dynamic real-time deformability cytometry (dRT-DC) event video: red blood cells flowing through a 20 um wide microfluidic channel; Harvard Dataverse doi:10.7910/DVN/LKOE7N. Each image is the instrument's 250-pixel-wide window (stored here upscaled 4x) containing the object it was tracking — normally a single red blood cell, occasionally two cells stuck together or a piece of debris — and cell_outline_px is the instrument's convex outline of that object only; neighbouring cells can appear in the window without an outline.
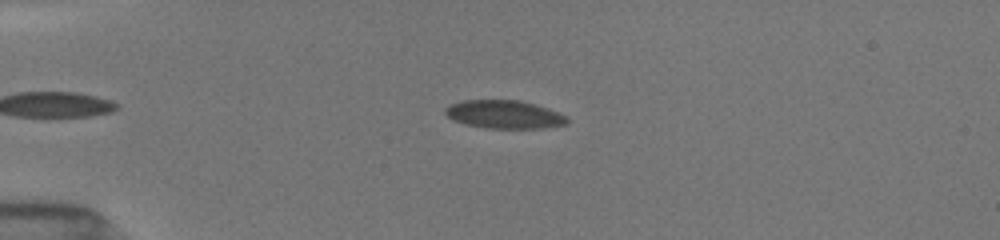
{"species": "common noctule bat (a hibernating species)", "species_latin": "Nyctalus noctula", "temperature_condition": "room temperature", "stored_images_in_passage": 11, "camera_frame_rate_fps": 3000, "um_per_image_px": 0.085, "animal": {"sex": "female", "body_mass_g": 19.5, "forearm_length_mm": 54.1}, "frame": {"image": 1, "passage_image": 8, "time_ms": 4.0, "image_size_px": [1000, 240], "cell_outline_px": [[568, 124], [540, 128], [488, 128], [468, 124], [452, 120], [444, 112], [444, 108], [452, 104], [464, 100], [520, 100], [548, 108], [568, 116]], "centroid_in_image_um": [42.89, 9.72], "position_along_channel_um": 42.1, "area_um2": 19.94}}
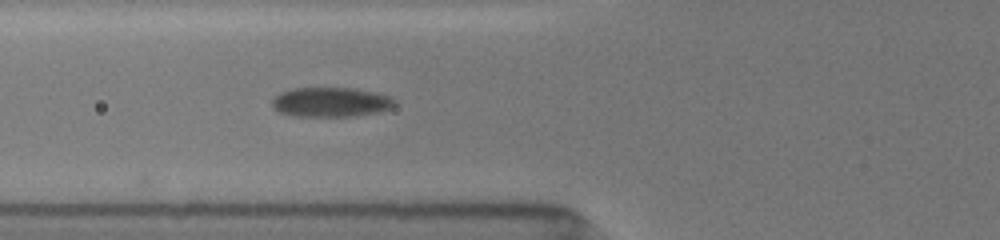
{"frame": {"image": 2, "passage_image": 11, "time_ms": 6.333, "image_size_px": [1000, 240], "cell_outline_px": [[396, 104], [392, 108], [376, 112], [356, 116], [296, 116], [280, 112], [272, 104], [272, 100], [280, 92], [292, 88], [352, 88], [376, 92], [388, 96], [396, 100]], "centroid_in_image_um": [28.15, 8.67], "position_along_channel_um": 97.7, "area_um2": 21.04}}